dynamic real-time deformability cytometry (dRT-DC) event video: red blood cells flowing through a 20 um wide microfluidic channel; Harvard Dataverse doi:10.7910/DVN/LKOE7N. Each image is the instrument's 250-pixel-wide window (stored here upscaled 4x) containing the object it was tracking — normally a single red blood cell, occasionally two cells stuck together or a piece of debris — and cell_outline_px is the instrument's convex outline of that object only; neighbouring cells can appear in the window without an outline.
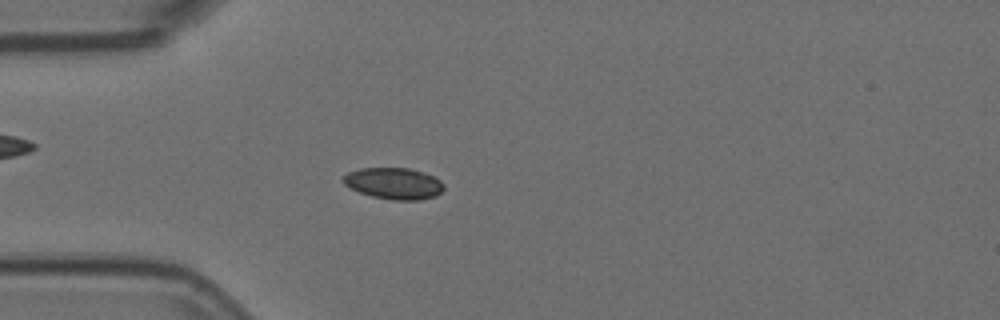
{"species": "Egyptian fruit bat (a non-hibernating species)", "species_latin": "Rousettus aegyptiacus", "temperature_condition": "room temperature", "stored_images_in_passage": 55, "camera_frame_rate_fps": 3000, "um_per_image_px": 0.085, "animal": {"sex": "female"}, "frame": {"image": 1, "passage_image": 15, "time_ms": 4.667, "image_size_px": [1000, 320], "cell_outline_px": [[444, 188], [436, 196], [420, 200], [392, 200], [372, 196], [348, 188], [344, 184], [344, 176], [348, 172], [360, 168], [408, 168], [432, 176], [440, 180], [444, 184]], "centroid_in_image_um": [33.47, 15.6], "position_along_channel_um": 51.5, "area_um2": 18.32}}
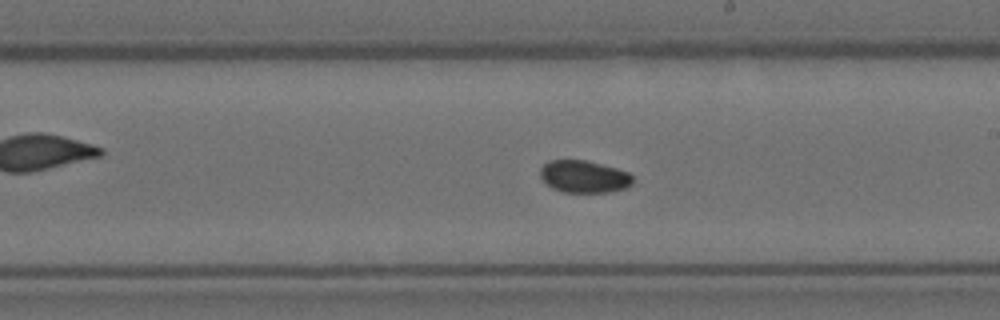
{"frame": {"image": 2, "passage_image": 31, "time_ms": 10.0, "image_size_px": [1000, 320], "cell_outline_px": [[632, 184], [628, 188], [608, 192], [560, 192], [552, 188], [540, 176], [540, 168], [544, 164], [552, 160], [584, 160], [616, 168], [628, 172], [632, 176]], "centroid_in_image_um": [49.65, 15.02], "position_along_channel_um": 239.4, "area_um2": 17.34}}
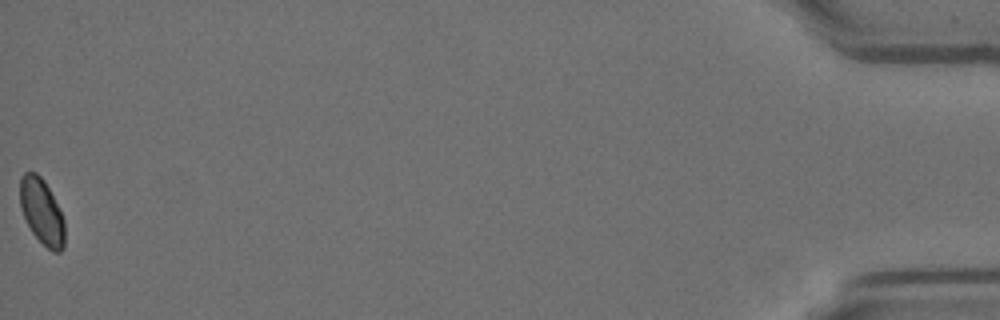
{"frame": {"image": 3, "passage_image": 55, "time_ms": 18.0, "image_size_px": [1000, 320], "cell_outline_px": [[64, 248], [60, 252], [52, 252], [32, 232], [20, 208], [20, 176], [24, 172], [36, 172], [44, 180], [64, 220]], "centroid_in_image_um": [3.54, 17.98], "position_along_channel_um": 431.7, "area_um2": 16.82}}